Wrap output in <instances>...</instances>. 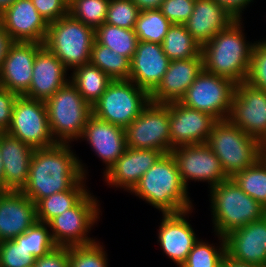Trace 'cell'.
Here are the masks:
<instances>
[{"instance_id":"1","label":"cell","mask_w":266,"mask_h":267,"mask_svg":"<svg viewBox=\"0 0 266 267\" xmlns=\"http://www.w3.org/2000/svg\"><path fill=\"white\" fill-rule=\"evenodd\" d=\"M84 164L70 144L34 149L27 185L21 192L37 204L52 194L69 190L75 183H86L89 172Z\"/></svg>"},{"instance_id":"2","label":"cell","mask_w":266,"mask_h":267,"mask_svg":"<svg viewBox=\"0 0 266 267\" xmlns=\"http://www.w3.org/2000/svg\"><path fill=\"white\" fill-rule=\"evenodd\" d=\"M188 191L182 183L176 160L171 153H166L143 174L130 193L166 214L194 209Z\"/></svg>"},{"instance_id":"3","label":"cell","mask_w":266,"mask_h":267,"mask_svg":"<svg viewBox=\"0 0 266 267\" xmlns=\"http://www.w3.org/2000/svg\"><path fill=\"white\" fill-rule=\"evenodd\" d=\"M243 21L237 19L201 47L204 70L233 80L236 84L247 79L256 43L246 39Z\"/></svg>"},{"instance_id":"4","label":"cell","mask_w":266,"mask_h":267,"mask_svg":"<svg viewBox=\"0 0 266 267\" xmlns=\"http://www.w3.org/2000/svg\"><path fill=\"white\" fill-rule=\"evenodd\" d=\"M208 191L214 234L226 236L266 215V208L247 195L231 178Z\"/></svg>"},{"instance_id":"5","label":"cell","mask_w":266,"mask_h":267,"mask_svg":"<svg viewBox=\"0 0 266 267\" xmlns=\"http://www.w3.org/2000/svg\"><path fill=\"white\" fill-rule=\"evenodd\" d=\"M49 128L56 143L71 144L80 140L92 115V107L69 81L44 101Z\"/></svg>"},{"instance_id":"6","label":"cell","mask_w":266,"mask_h":267,"mask_svg":"<svg viewBox=\"0 0 266 267\" xmlns=\"http://www.w3.org/2000/svg\"><path fill=\"white\" fill-rule=\"evenodd\" d=\"M206 144L220 160L228 178L253 165L261 157L258 139L242 131L229 119L216 122Z\"/></svg>"},{"instance_id":"7","label":"cell","mask_w":266,"mask_h":267,"mask_svg":"<svg viewBox=\"0 0 266 267\" xmlns=\"http://www.w3.org/2000/svg\"><path fill=\"white\" fill-rule=\"evenodd\" d=\"M94 41L95 30L68 14L49 23L43 44L72 71L90 62Z\"/></svg>"},{"instance_id":"8","label":"cell","mask_w":266,"mask_h":267,"mask_svg":"<svg viewBox=\"0 0 266 267\" xmlns=\"http://www.w3.org/2000/svg\"><path fill=\"white\" fill-rule=\"evenodd\" d=\"M150 102V94L132 81L113 80L92 106V114L125 129Z\"/></svg>"},{"instance_id":"9","label":"cell","mask_w":266,"mask_h":267,"mask_svg":"<svg viewBox=\"0 0 266 267\" xmlns=\"http://www.w3.org/2000/svg\"><path fill=\"white\" fill-rule=\"evenodd\" d=\"M92 194L89 191L74 207L54 217L48 223L56 246L71 247L96 241L89 233L102 213L99 208L100 200Z\"/></svg>"},{"instance_id":"10","label":"cell","mask_w":266,"mask_h":267,"mask_svg":"<svg viewBox=\"0 0 266 267\" xmlns=\"http://www.w3.org/2000/svg\"><path fill=\"white\" fill-rule=\"evenodd\" d=\"M236 83L204 69L187 89L180 103L184 106L205 112L217 120L228 119Z\"/></svg>"},{"instance_id":"11","label":"cell","mask_w":266,"mask_h":267,"mask_svg":"<svg viewBox=\"0 0 266 267\" xmlns=\"http://www.w3.org/2000/svg\"><path fill=\"white\" fill-rule=\"evenodd\" d=\"M6 133L33 149L48 148L57 144L49 128L45 102L26 96L16 98Z\"/></svg>"},{"instance_id":"12","label":"cell","mask_w":266,"mask_h":267,"mask_svg":"<svg viewBox=\"0 0 266 267\" xmlns=\"http://www.w3.org/2000/svg\"><path fill=\"white\" fill-rule=\"evenodd\" d=\"M169 106L150 102L126 128L127 147L171 153Z\"/></svg>"},{"instance_id":"13","label":"cell","mask_w":266,"mask_h":267,"mask_svg":"<svg viewBox=\"0 0 266 267\" xmlns=\"http://www.w3.org/2000/svg\"><path fill=\"white\" fill-rule=\"evenodd\" d=\"M182 183L188 190L189 182H208V188L228 179L221 162L206 144H194L172 149Z\"/></svg>"},{"instance_id":"14","label":"cell","mask_w":266,"mask_h":267,"mask_svg":"<svg viewBox=\"0 0 266 267\" xmlns=\"http://www.w3.org/2000/svg\"><path fill=\"white\" fill-rule=\"evenodd\" d=\"M228 119L259 140L266 132V91L237 83Z\"/></svg>"},{"instance_id":"15","label":"cell","mask_w":266,"mask_h":267,"mask_svg":"<svg viewBox=\"0 0 266 267\" xmlns=\"http://www.w3.org/2000/svg\"><path fill=\"white\" fill-rule=\"evenodd\" d=\"M167 105L172 149L207 142L213 126L218 121L215 117L188 108L180 102L167 103Z\"/></svg>"},{"instance_id":"16","label":"cell","mask_w":266,"mask_h":267,"mask_svg":"<svg viewBox=\"0 0 266 267\" xmlns=\"http://www.w3.org/2000/svg\"><path fill=\"white\" fill-rule=\"evenodd\" d=\"M195 209L180 213L162 214L158 231V243L162 252L177 265L186 261L195 243L199 240L194 228L188 222L189 216ZM188 218V219H187Z\"/></svg>"},{"instance_id":"17","label":"cell","mask_w":266,"mask_h":267,"mask_svg":"<svg viewBox=\"0 0 266 267\" xmlns=\"http://www.w3.org/2000/svg\"><path fill=\"white\" fill-rule=\"evenodd\" d=\"M38 42H14L8 49L0 69V87L24 96L31 85Z\"/></svg>"},{"instance_id":"18","label":"cell","mask_w":266,"mask_h":267,"mask_svg":"<svg viewBox=\"0 0 266 267\" xmlns=\"http://www.w3.org/2000/svg\"><path fill=\"white\" fill-rule=\"evenodd\" d=\"M0 22L14 42L43 44L49 26L36 10L32 0H16L0 14Z\"/></svg>"},{"instance_id":"19","label":"cell","mask_w":266,"mask_h":267,"mask_svg":"<svg viewBox=\"0 0 266 267\" xmlns=\"http://www.w3.org/2000/svg\"><path fill=\"white\" fill-rule=\"evenodd\" d=\"M85 140L105 164L103 175L127 149L125 129L95 117L88 119L80 141Z\"/></svg>"},{"instance_id":"20","label":"cell","mask_w":266,"mask_h":267,"mask_svg":"<svg viewBox=\"0 0 266 267\" xmlns=\"http://www.w3.org/2000/svg\"><path fill=\"white\" fill-rule=\"evenodd\" d=\"M169 63L161 44L139 41L130 61L129 80L151 94L162 81Z\"/></svg>"},{"instance_id":"21","label":"cell","mask_w":266,"mask_h":267,"mask_svg":"<svg viewBox=\"0 0 266 267\" xmlns=\"http://www.w3.org/2000/svg\"><path fill=\"white\" fill-rule=\"evenodd\" d=\"M37 222L36 204L21 191L0 192V242L13 240Z\"/></svg>"},{"instance_id":"22","label":"cell","mask_w":266,"mask_h":267,"mask_svg":"<svg viewBox=\"0 0 266 267\" xmlns=\"http://www.w3.org/2000/svg\"><path fill=\"white\" fill-rule=\"evenodd\" d=\"M164 153L152 149L125 150L122 156L103 175L105 183L111 187L122 188L131 192L139 183L140 178L152 167Z\"/></svg>"},{"instance_id":"23","label":"cell","mask_w":266,"mask_h":267,"mask_svg":"<svg viewBox=\"0 0 266 267\" xmlns=\"http://www.w3.org/2000/svg\"><path fill=\"white\" fill-rule=\"evenodd\" d=\"M67 72L63 63L43 44L37 50L31 85L24 96L47 100L69 82L70 76Z\"/></svg>"},{"instance_id":"24","label":"cell","mask_w":266,"mask_h":267,"mask_svg":"<svg viewBox=\"0 0 266 267\" xmlns=\"http://www.w3.org/2000/svg\"><path fill=\"white\" fill-rule=\"evenodd\" d=\"M224 237L230 257L266 267V215Z\"/></svg>"},{"instance_id":"25","label":"cell","mask_w":266,"mask_h":267,"mask_svg":"<svg viewBox=\"0 0 266 267\" xmlns=\"http://www.w3.org/2000/svg\"><path fill=\"white\" fill-rule=\"evenodd\" d=\"M203 69L202 57L170 61L162 81L150 94V101L161 104L180 102Z\"/></svg>"},{"instance_id":"26","label":"cell","mask_w":266,"mask_h":267,"mask_svg":"<svg viewBox=\"0 0 266 267\" xmlns=\"http://www.w3.org/2000/svg\"><path fill=\"white\" fill-rule=\"evenodd\" d=\"M236 20L234 15L215 0H195L193 12L184 25L202 47Z\"/></svg>"},{"instance_id":"27","label":"cell","mask_w":266,"mask_h":267,"mask_svg":"<svg viewBox=\"0 0 266 267\" xmlns=\"http://www.w3.org/2000/svg\"><path fill=\"white\" fill-rule=\"evenodd\" d=\"M33 152L34 149L30 145L6 132H0V153L6 191H22L27 185Z\"/></svg>"},{"instance_id":"28","label":"cell","mask_w":266,"mask_h":267,"mask_svg":"<svg viewBox=\"0 0 266 267\" xmlns=\"http://www.w3.org/2000/svg\"><path fill=\"white\" fill-rule=\"evenodd\" d=\"M69 81L92 107L113 79L89 62L72 70Z\"/></svg>"},{"instance_id":"29","label":"cell","mask_w":266,"mask_h":267,"mask_svg":"<svg viewBox=\"0 0 266 267\" xmlns=\"http://www.w3.org/2000/svg\"><path fill=\"white\" fill-rule=\"evenodd\" d=\"M86 183H75L69 190L57 192L36 204L37 221L49 223L54 217L74 207L90 190Z\"/></svg>"},{"instance_id":"30","label":"cell","mask_w":266,"mask_h":267,"mask_svg":"<svg viewBox=\"0 0 266 267\" xmlns=\"http://www.w3.org/2000/svg\"><path fill=\"white\" fill-rule=\"evenodd\" d=\"M161 45L170 61L202 57L201 46L184 24H172Z\"/></svg>"},{"instance_id":"31","label":"cell","mask_w":266,"mask_h":267,"mask_svg":"<svg viewBox=\"0 0 266 267\" xmlns=\"http://www.w3.org/2000/svg\"><path fill=\"white\" fill-rule=\"evenodd\" d=\"M95 40L130 61L139 42L134 29L120 28L107 23H103L95 30Z\"/></svg>"},{"instance_id":"32","label":"cell","mask_w":266,"mask_h":267,"mask_svg":"<svg viewBox=\"0 0 266 267\" xmlns=\"http://www.w3.org/2000/svg\"><path fill=\"white\" fill-rule=\"evenodd\" d=\"M90 63L113 80H129L130 60L96 40L91 49Z\"/></svg>"},{"instance_id":"33","label":"cell","mask_w":266,"mask_h":267,"mask_svg":"<svg viewBox=\"0 0 266 267\" xmlns=\"http://www.w3.org/2000/svg\"><path fill=\"white\" fill-rule=\"evenodd\" d=\"M231 179L250 197L266 208V158L234 174Z\"/></svg>"},{"instance_id":"34","label":"cell","mask_w":266,"mask_h":267,"mask_svg":"<svg viewBox=\"0 0 266 267\" xmlns=\"http://www.w3.org/2000/svg\"><path fill=\"white\" fill-rule=\"evenodd\" d=\"M172 23L157 10L141 11L135 22L134 31L139 41L162 44Z\"/></svg>"},{"instance_id":"35","label":"cell","mask_w":266,"mask_h":267,"mask_svg":"<svg viewBox=\"0 0 266 267\" xmlns=\"http://www.w3.org/2000/svg\"><path fill=\"white\" fill-rule=\"evenodd\" d=\"M215 236L220 240L217 246L199 239L181 267H222V260L226 254L225 237L219 234Z\"/></svg>"},{"instance_id":"36","label":"cell","mask_w":266,"mask_h":267,"mask_svg":"<svg viewBox=\"0 0 266 267\" xmlns=\"http://www.w3.org/2000/svg\"><path fill=\"white\" fill-rule=\"evenodd\" d=\"M110 0H71L68 14L96 30L105 23Z\"/></svg>"},{"instance_id":"37","label":"cell","mask_w":266,"mask_h":267,"mask_svg":"<svg viewBox=\"0 0 266 267\" xmlns=\"http://www.w3.org/2000/svg\"><path fill=\"white\" fill-rule=\"evenodd\" d=\"M98 239L92 243L69 247V267H108L105 246Z\"/></svg>"},{"instance_id":"38","label":"cell","mask_w":266,"mask_h":267,"mask_svg":"<svg viewBox=\"0 0 266 267\" xmlns=\"http://www.w3.org/2000/svg\"><path fill=\"white\" fill-rule=\"evenodd\" d=\"M35 259L25 247V233L0 242V267H33Z\"/></svg>"},{"instance_id":"39","label":"cell","mask_w":266,"mask_h":267,"mask_svg":"<svg viewBox=\"0 0 266 267\" xmlns=\"http://www.w3.org/2000/svg\"><path fill=\"white\" fill-rule=\"evenodd\" d=\"M140 10L132 0H110L105 23L125 29H134Z\"/></svg>"},{"instance_id":"40","label":"cell","mask_w":266,"mask_h":267,"mask_svg":"<svg viewBox=\"0 0 266 267\" xmlns=\"http://www.w3.org/2000/svg\"><path fill=\"white\" fill-rule=\"evenodd\" d=\"M25 247L35 258L52 251L56 245L52 240L49 225L38 221L33 224L25 232Z\"/></svg>"},{"instance_id":"41","label":"cell","mask_w":266,"mask_h":267,"mask_svg":"<svg viewBox=\"0 0 266 267\" xmlns=\"http://www.w3.org/2000/svg\"><path fill=\"white\" fill-rule=\"evenodd\" d=\"M245 82L266 91V41L261 40V38L254 44L249 74Z\"/></svg>"},{"instance_id":"42","label":"cell","mask_w":266,"mask_h":267,"mask_svg":"<svg viewBox=\"0 0 266 267\" xmlns=\"http://www.w3.org/2000/svg\"><path fill=\"white\" fill-rule=\"evenodd\" d=\"M195 0H164L161 4V13L172 24H184L191 16Z\"/></svg>"},{"instance_id":"43","label":"cell","mask_w":266,"mask_h":267,"mask_svg":"<svg viewBox=\"0 0 266 267\" xmlns=\"http://www.w3.org/2000/svg\"><path fill=\"white\" fill-rule=\"evenodd\" d=\"M32 3L48 23L68 15L69 2L67 0H32Z\"/></svg>"},{"instance_id":"44","label":"cell","mask_w":266,"mask_h":267,"mask_svg":"<svg viewBox=\"0 0 266 267\" xmlns=\"http://www.w3.org/2000/svg\"><path fill=\"white\" fill-rule=\"evenodd\" d=\"M33 267H69V247L56 246L46 255L36 258Z\"/></svg>"},{"instance_id":"45","label":"cell","mask_w":266,"mask_h":267,"mask_svg":"<svg viewBox=\"0 0 266 267\" xmlns=\"http://www.w3.org/2000/svg\"><path fill=\"white\" fill-rule=\"evenodd\" d=\"M18 97L12 91L0 87V132H6L12 117V110L16 98Z\"/></svg>"},{"instance_id":"46","label":"cell","mask_w":266,"mask_h":267,"mask_svg":"<svg viewBox=\"0 0 266 267\" xmlns=\"http://www.w3.org/2000/svg\"><path fill=\"white\" fill-rule=\"evenodd\" d=\"M223 7H225L232 15L237 19H242L243 11L247 10L246 7H249V4L253 3L254 0H215Z\"/></svg>"},{"instance_id":"47","label":"cell","mask_w":266,"mask_h":267,"mask_svg":"<svg viewBox=\"0 0 266 267\" xmlns=\"http://www.w3.org/2000/svg\"><path fill=\"white\" fill-rule=\"evenodd\" d=\"M14 43L11 37L4 30L2 23L0 22V69L4 58L8 53L9 47Z\"/></svg>"},{"instance_id":"48","label":"cell","mask_w":266,"mask_h":267,"mask_svg":"<svg viewBox=\"0 0 266 267\" xmlns=\"http://www.w3.org/2000/svg\"><path fill=\"white\" fill-rule=\"evenodd\" d=\"M140 11L160 9L164 0H132Z\"/></svg>"},{"instance_id":"49","label":"cell","mask_w":266,"mask_h":267,"mask_svg":"<svg viewBox=\"0 0 266 267\" xmlns=\"http://www.w3.org/2000/svg\"><path fill=\"white\" fill-rule=\"evenodd\" d=\"M222 267H264V266L236 260L230 257L226 253L222 260Z\"/></svg>"},{"instance_id":"50","label":"cell","mask_w":266,"mask_h":267,"mask_svg":"<svg viewBox=\"0 0 266 267\" xmlns=\"http://www.w3.org/2000/svg\"><path fill=\"white\" fill-rule=\"evenodd\" d=\"M260 156L266 158V132L258 140Z\"/></svg>"},{"instance_id":"51","label":"cell","mask_w":266,"mask_h":267,"mask_svg":"<svg viewBox=\"0 0 266 267\" xmlns=\"http://www.w3.org/2000/svg\"><path fill=\"white\" fill-rule=\"evenodd\" d=\"M5 191L6 190L4 189L3 163L0 153V192H5Z\"/></svg>"},{"instance_id":"52","label":"cell","mask_w":266,"mask_h":267,"mask_svg":"<svg viewBox=\"0 0 266 267\" xmlns=\"http://www.w3.org/2000/svg\"><path fill=\"white\" fill-rule=\"evenodd\" d=\"M15 1L16 0H0V14Z\"/></svg>"}]
</instances>
